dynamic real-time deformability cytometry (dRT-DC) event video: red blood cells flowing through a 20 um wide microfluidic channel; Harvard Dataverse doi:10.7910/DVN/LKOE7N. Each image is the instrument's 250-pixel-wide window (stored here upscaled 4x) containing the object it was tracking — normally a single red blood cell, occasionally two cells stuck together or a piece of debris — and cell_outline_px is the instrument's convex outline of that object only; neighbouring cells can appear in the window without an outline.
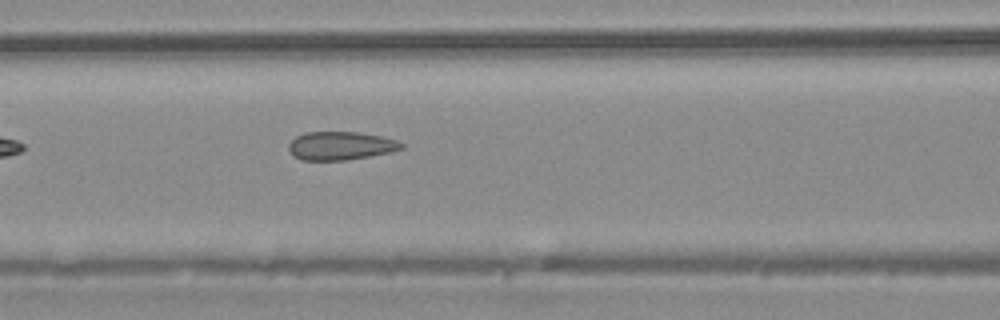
{"species": "common noctule bat (a hibernating species)", "species_latin": "Nyctalus noctula", "temperature_condition": "warm", "stored_images_in_passage": 6, "segment_of_instrument_passage": [1, 2], "camera_frame_rate_fps": 3000, "um_per_image_px": 0.085, "animal": {"sex": "male", "body_mass_g": 20.4}, "frame": {"image": 1, "passage_image": 5, "time_ms": 1.333, "image_size_px": [1000, 320], "cell_outline_px": [[404, 148], [392, 152], [348, 160], [300, 160], [292, 156], [288, 148], [288, 144], [296, 136], [304, 132], [360, 132], [380, 136], [396, 140], [404, 144]], "centroid_in_image_um": [28.94, 12.39], "position_along_channel_um": 137.7, "area_um2": 18.84}}